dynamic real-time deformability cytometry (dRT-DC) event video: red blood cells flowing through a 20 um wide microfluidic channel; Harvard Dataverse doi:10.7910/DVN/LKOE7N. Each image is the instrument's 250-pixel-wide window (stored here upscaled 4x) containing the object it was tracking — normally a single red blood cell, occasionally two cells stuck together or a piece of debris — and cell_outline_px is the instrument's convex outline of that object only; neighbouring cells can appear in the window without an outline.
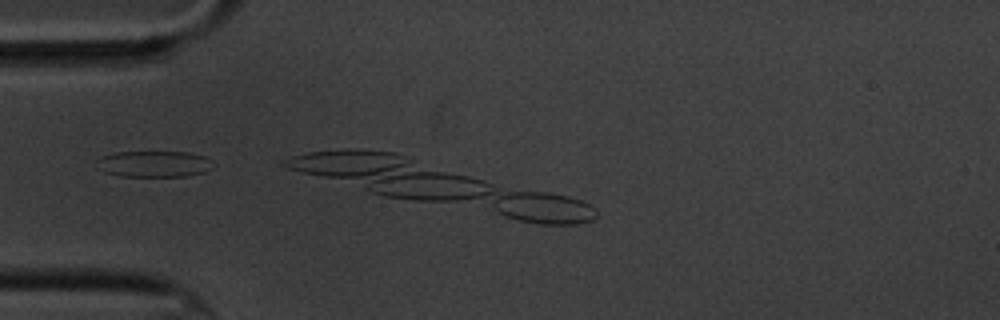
{"species": "common noctule bat (a hibernating species)", "species_latin": "Nyctalus noctula", "temperature_condition": "cold", "stored_images_in_passage": 4, "camera_frame_rate_fps": 3000, "um_per_image_px": 0.085, "animal": {"sex": "male", "body_mass_g": 20.1, "forearm_length_mm": 53.5}, "frame": {"image": 1, "passage_image": 3, "time_ms": 2.333, "image_size_px": [1000, 320], "cell_outline_px": [[216, 164], [212, 168], [204, 172], [188, 176], [120, 176], [104, 172], [96, 168], [96, 160], [104, 156], [116, 152], [188, 152], [204, 156]], "centroid_in_image_um": [13.1, 13.94], "position_along_channel_um": 71.9, "area_um2": 17.92}}